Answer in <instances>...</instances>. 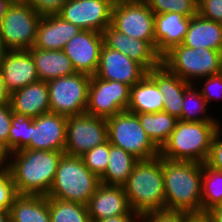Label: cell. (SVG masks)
<instances>
[{"label":"cell","instance_id":"obj_32","mask_svg":"<svg viewBox=\"0 0 222 222\" xmlns=\"http://www.w3.org/2000/svg\"><path fill=\"white\" fill-rule=\"evenodd\" d=\"M50 222H91L87 205L48 198Z\"/></svg>","mask_w":222,"mask_h":222},{"label":"cell","instance_id":"obj_51","mask_svg":"<svg viewBox=\"0 0 222 222\" xmlns=\"http://www.w3.org/2000/svg\"><path fill=\"white\" fill-rule=\"evenodd\" d=\"M5 51H6V49L4 48V46L2 44V40H1V36H0V57L4 54Z\"/></svg>","mask_w":222,"mask_h":222},{"label":"cell","instance_id":"obj_9","mask_svg":"<svg viewBox=\"0 0 222 222\" xmlns=\"http://www.w3.org/2000/svg\"><path fill=\"white\" fill-rule=\"evenodd\" d=\"M91 76L75 73L47 81L50 112L66 117L84 114Z\"/></svg>","mask_w":222,"mask_h":222},{"label":"cell","instance_id":"obj_4","mask_svg":"<svg viewBox=\"0 0 222 222\" xmlns=\"http://www.w3.org/2000/svg\"><path fill=\"white\" fill-rule=\"evenodd\" d=\"M220 122L178 120L174 131L159 149V156L169 160L205 163Z\"/></svg>","mask_w":222,"mask_h":222},{"label":"cell","instance_id":"obj_30","mask_svg":"<svg viewBox=\"0 0 222 222\" xmlns=\"http://www.w3.org/2000/svg\"><path fill=\"white\" fill-rule=\"evenodd\" d=\"M208 104L194 83L184 91L181 120L189 122H218L207 114Z\"/></svg>","mask_w":222,"mask_h":222},{"label":"cell","instance_id":"obj_21","mask_svg":"<svg viewBox=\"0 0 222 222\" xmlns=\"http://www.w3.org/2000/svg\"><path fill=\"white\" fill-rule=\"evenodd\" d=\"M12 112L26 117H38L50 112L47 82L39 80L15 91L10 96Z\"/></svg>","mask_w":222,"mask_h":222},{"label":"cell","instance_id":"obj_44","mask_svg":"<svg viewBox=\"0 0 222 222\" xmlns=\"http://www.w3.org/2000/svg\"><path fill=\"white\" fill-rule=\"evenodd\" d=\"M11 150L0 140V170H7L11 158Z\"/></svg>","mask_w":222,"mask_h":222},{"label":"cell","instance_id":"obj_47","mask_svg":"<svg viewBox=\"0 0 222 222\" xmlns=\"http://www.w3.org/2000/svg\"><path fill=\"white\" fill-rule=\"evenodd\" d=\"M13 3L12 0H0V25L2 22V18L6 14L8 7Z\"/></svg>","mask_w":222,"mask_h":222},{"label":"cell","instance_id":"obj_25","mask_svg":"<svg viewBox=\"0 0 222 222\" xmlns=\"http://www.w3.org/2000/svg\"><path fill=\"white\" fill-rule=\"evenodd\" d=\"M29 51L32 54L41 81L47 82L76 73L71 60L63 50H42L33 46Z\"/></svg>","mask_w":222,"mask_h":222},{"label":"cell","instance_id":"obj_31","mask_svg":"<svg viewBox=\"0 0 222 222\" xmlns=\"http://www.w3.org/2000/svg\"><path fill=\"white\" fill-rule=\"evenodd\" d=\"M222 203V172L202 164L201 215Z\"/></svg>","mask_w":222,"mask_h":222},{"label":"cell","instance_id":"obj_46","mask_svg":"<svg viewBox=\"0 0 222 222\" xmlns=\"http://www.w3.org/2000/svg\"><path fill=\"white\" fill-rule=\"evenodd\" d=\"M11 94L8 92L6 85L4 83V75L0 68V103H10Z\"/></svg>","mask_w":222,"mask_h":222},{"label":"cell","instance_id":"obj_3","mask_svg":"<svg viewBox=\"0 0 222 222\" xmlns=\"http://www.w3.org/2000/svg\"><path fill=\"white\" fill-rule=\"evenodd\" d=\"M123 187L131 211L139 216L165 210L162 157L139 160Z\"/></svg>","mask_w":222,"mask_h":222},{"label":"cell","instance_id":"obj_20","mask_svg":"<svg viewBox=\"0 0 222 222\" xmlns=\"http://www.w3.org/2000/svg\"><path fill=\"white\" fill-rule=\"evenodd\" d=\"M147 74L157 83L159 92L163 93V111L181 120L184 91L190 83L171 73L162 64Z\"/></svg>","mask_w":222,"mask_h":222},{"label":"cell","instance_id":"obj_8","mask_svg":"<svg viewBox=\"0 0 222 222\" xmlns=\"http://www.w3.org/2000/svg\"><path fill=\"white\" fill-rule=\"evenodd\" d=\"M41 15L25 1H13L0 25L6 50H29L36 41Z\"/></svg>","mask_w":222,"mask_h":222},{"label":"cell","instance_id":"obj_2","mask_svg":"<svg viewBox=\"0 0 222 222\" xmlns=\"http://www.w3.org/2000/svg\"><path fill=\"white\" fill-rule=\"evenodd\" d=\"M165 210L201 215L202 163L162 158Z\"/></svg>","mask_w":222,"mask_h":222},{"label":"cell","instance_id":"obj_13","mask_svg":"<svg viewBox=\"0 0 222 222\" xmlns=\"http://www.w3.org/2000/svg\"><path fill=\"white\" fill-rule=\"evenodd\" d=\"M113 0H68L57 14L82 30L102 33L110 24Z\"/></svg>","mask_w":222,"mask_h":222},{"label":"cell","instance_id":"obj_40","mask_svg":"<svg viewBox=\"0 0 222 222\" xmlns=\"http://www.w3.org/2000/svg\"><path fill=\"white\" fill-rule=\"evenodd\" d=\"M222 128L214 135L208 158L205 162L210 168L222 172Z\"/></svg>","mask_w":222,"mask_h":222},{"label":"cell","instance_id":"obj_1","mask_svg":"<svg viewBox=\"0 0 222 222\" xmlns=\"http://www.w3.org/2000/svg\"><path fill=\"white\" fill-rule=\"evenodd\" d=\"M64 152L22 149L12 152L8 173L18 195L47 196Z\"/></svg>","mask_w":222,"mask_h":222},{"label":"cell","instance_id":"obj_17","mask_svg":"<svg viewBox=\"0 0 222 222\" xmlns=\"http://www.w3.org/2000/svg\"><path fill=\"white\" fill-rule=\"evenodd\" d=\"M66 116L48 112L33 118L31 149L64 152L66 145Z\"/></svg>","mask_w":222,"mask_h":222},{"label":"cell","instance_id":"obj_11","mask_svg":"<svg viewBox=\"0 0 222 222\" xmlns=\"http://www.w3.org/2000/svg\"><path fill=\"white\" fill-rule=\"evenodd\" d=\"M130 88L118 81H107L95 75L91 76L85 113L107 119L126 111L130 99Z\"/></svg>","mask_w":222,"mask_h":222},{"label":"cell","instance_id":"obj_36","mask_svg":"<svg viewBox=\"0 0 222 222\" xmlns=\"http://www.w3.org/2000/svg\"><path fill=\"white\" fill-rule=\"evenodd\" d=\"M18 196L14 181L7 170H0V210L10 211Z\"/></svg>","mask_w":222,"mask_h":222},{"label":"cell","instance_id":"obj_19","mask_svg":"<svg viewBox=\"0 0 222 222\" xmlns=\"http://www.w3.org/2000/svg\"><path fill=\"white\" fill-rule=\"evenodd\" d=\"M91 222L127 215L131 209L123 186L100 184L87 204Z\"/></svg>","mask_w":222,"mask_h":222},{"label":"cell","instance_id":"obj_27","mask_svg":"<svg viewBox=\"0 0 222 222\" xmlns=\"http://www.w3.org/2000/svg\"><path fill=\"white\" fill-rule=\"evenodd\" d=\"M9 213L10 222H50L48 197L18 195Z\"/></svg>","mask_w":222,"mask_h":222},{"label":"cell","instance_id":"obj_28","mask_svg":"<svg viewBox=\"0 0 222 222\" xmlns=\"http://www.w3.org/2000/svg\"><path fill=\"white\" fill-rule=\"evenodd\" d=\"M139 160L122 148L110 144L108 166L100 177L101 184L123 186Z\"/></svg>","mask_w":222,"mask_h":222},{"label":"cell","instance_id":"obj_24","mask_svg":"<svg viewBox=\"0 0 222 222\" xmlns=\"http://www.w3.org/2000/svg\"><path fill=\"white\" fill-rule=\"evenodd\" d=\"M182 45L222 51V23L205 19L199 14L190 18Z\"/></svg>","mask_w":222,"mask_h":222},{"label":"cell","instance_id":"obj_29","mask_svg":"<svg viewBox=\"0 0 222 222\" xmlns=\"http://www.w3.org/2000/svg\"><path fill=\"white\" fill-rule=\"evenodd\" d=\"M141 127L160 149L174 131L178 119L167 112L137 113Z\"/></svg>","mask_w":222,"mask_h":222},{"label":"cell","instance_id":"obj_10","mask_svg":"<svg viewBox=\"0 0 222 222\" xmlns=\"http://www.w3.org/2000/svg\"><path fill=\"white\" fill-rule=\"evenodd\" d=\"M108 140L107 120L87 113L67 118L64 154L82 156Z\"/></svg>","mask_w":222,"mask_h":222},{"label":"cell","instance_id":"obj_50","mask_svg":"<svg viewBox=\"0 0 222 222\" xmlns=\"http://www.w3.org/2000/svg\"><path fill=\"white\" fill-rule=\"evenodd\" d=\"M145 0H113L114 3L144 2Z\"/></svg>","mask_w":222,"mask_h":222},{"label":"cell","instance_id":"obj_49","mask_svg":"<svg viewBox=\"0 0 222 222\" xmlns=\"http://www.w3.org/2000/svg\"><path fill=\"white\" fill-rule=\"evenodd\" d=\"M188 222H209L204 215H194Z\"/></svg>","mask_w":222,"mask_h":222},{"label":"cell","instance_id":"obj_45","mask_svg":"<svg viewBox=\"0 0 222 222\" xmlns=\"http://www.w3.org/2000/svg\"><path fill=\"white\" fill-rule=\"evenodd\" d=\"M209 222H222V203L204 213Z\"/></svg>","mask_w":222,"mask_h":222},{"label":"cell","instance_id":"obj_14","mask_svg":"<svg viewBox=\"0 0 222 222\" xmlns=\"http://www.w3.org/2000/svg\"><path fill=\"white\" fill-rule=\"evenodd\" d=\"M104 44L103 34L97 31L81 30L68 41L63 51L71 60L77 73L95 75L99 66L100 53Z\"/></svg>","mask_w":222,"mask_h":222},{"label":"cell","instance_id":"obj_7","mask_svg":"<svg viewBox=\"0 0 222 222\" xmlns=\"http://www.w3.org/2000/svg\"><path fill=\"white\" fill-rule=\"evenodd\" d=\"M106 120L110 144L122 148L138 160H149L159 156V148L141 127L136 114L126 110Z\"/></svg>","mask_w":222,"mask_h":222},{"label":"cell","instance_id":"obj_26","mask_svg":"<svg viewBox=\"0 0 222 222\" xmlns=\"http://www.w3.org/2000/svg\"><path fill=\"white\" fill-rule=\"evenodd\" d=\"M163 93L157 83L146 74L139 82L131 86L127 111L137 113H157L163 111Z\"/></svg>","mask_w":222,"mask_h":222},{"label":"cell","instance_id":"obj_42","mask_svg":"<svg viewBox=\"0 0 222 222\" xmlns=\"http://www.w3.org/2000/svg\"><path fill=\"white\" fill-rule=\"evenodd\" d=\"M12 114L10 103H0V140L5 142L7 147Z\"/></svg>","mask_w":222,"mask_h":222},{"label":"cell","instance_id":"obj_48","mask_svg":"<svg viewBox=\"0 0 222 222\" xmlns=\"http://www.w3.org/2000/svg\"><path fill=\"white\" fill-rule=\"evenodd\" d=\"M0 222H10V213L7 210H0Z\"/></svg>","mask_w":222,"mask_h":222},{"label":"cell","instance_id":"obj_35","mask_svg":"<svg viewBox=\"0 0 222 222\" xmlns=\"http://www.w3.org/2000/svg\"><path fill=\"white\" fill-rule=\"evenodd\" d=\"M110 153V142L107 140L91 150L85 152L82 156L85 166L99 178L105 173L108 166Z\"/></svg>","mask_w":222,"mask_h":222},{"label":"cell","instance_id":"obj_37","mask_svg":"<svg viewBox=\"0 0 222 222\" xmlns=\"http://www.w3.org/2000/svg\"><path fill=\"white\" fill-rule=\"evenodd\" d=\"M194 215L184 211H153L140 216L139 222H188Z\"/></svg>","mask_w":222,"mask_h":222},{"label":"cell","instance_id":"obj_5","mask_svg":"<svg viewBox=\"0 0 222 222\" xmlns=\"http://www.w3.org/2000/svg\"><path fill=\"white\" fill-rule=\"evenodd\" d=\"M100 184L81 157L63 154L47 197L87 205Z\"/></svg>","mask_w":222,"mask_h":222},{"label":"cell","instance_id":"obj_12","mask_svg":"<svg viewBox=\"0 0 222 222\" xmlns=\"http://www.w3.org/2000/svg\"><path fill=\"white\" fill-rule=\"evenodd\" d=\"M111 25L127 36L155 42V14L145 2L114 3Z\"/></svg>","mask_w":222,"mask_h":222},{"label":"cell","instance_id":"obj_38","mask_svg":"<svg viewBox=\"0 0 222 222\" xmlns=\"http://www.w3.org/2000/svg\"><path fill=\"white\" fill-rule=\"evenodd\" d=\"M204 80L203 87L199 88L200 93L205 98L207 104L209 105V102L212 101V99H222V72L216 74L207 76L204 78L199 79L200 81ZM202 89V90H200ZM216 91V92H215Z\"/></svg>","mask_w":222,"mask_h":222},{"label":"cell","instance_id":"obj_22","mask_svg":"<svg viewBox=\"0 0 222 222\" xmlns=\"http://www.w3.org/2000/svg\"><path fill=\"white\" fill-rule=\"evenodd\" d=\"M81 30L57 14L42 16L34 47L42 50H63L68 41Z\"/></svg>","mask_w":222,"mask_h":222},{"label":"cell","instance_id":"obj_16","mask_svg":"<svg viewBox=\"0 0 222 222\" xmlns=\"http://www.w3.org/2000/svg\"><path fill=\"white\" fill-rule=\"evenodd\" d=\"M147 72L138 62L103 44L99 66L95 73L96 77L107 81H118L131 87L139 82Z\"/></svg>","mask_w":222,"mask_h":222},{"label":"cell","instance_id":"obj_18","mask_svg":"<svg viewBox=\"0 0 222 222\" xmlns=\"http://www.w3.org/2000/svg\"><path fill=\"white\" fill-rule=\"evenodd\" d=\"M0 68L10 94L39 81L37 69L29 50H6L0 57Z\"/></svg>","mask_w":222,"mask_h":222},{"label":"cell","instance_id":"obj_34","mask_svg":"<svg viewBox=\"0 0 222 222\" xmlns=\"http://www.w3.org/2000/svg\"><path fill=\"white\" fill-rule=\"evenodd\" d=\"M154 14L176 12L185 17L198 14V0H145Z\"/></svg>","mask_w":222,"mask_h":222},{"label":"cell","instance_id":"obj_41","mask_svg":"<svg viewBox=\"0 0 222 222\" xmlns=\"http://www.w3.org/2000/svg\"><path fill=\"white\" fill-rule=\"evenodd\" d=\"M41 16L56 15L68 0H24Z\"/></svg>","mask_w":222,"mask_h":222},{"label":"cell","instance_id":"obj_6","mask_svg":"<svg viewBox=\"0 0 222 222\" xmlns=\"http://www.w3.org/2000/svg\"><path fill=\"white\" fill-rule=\"evenodd\" d=\"M162 65L190 84L194 79L198 83L201 78L222 72V51L176 45L162 56Z\"/></svg>","mask_w":222,"mask_h":222},{"label":"cell","instance_id":"obj_23","mask_svg":"<svg viewBox=\"0 0 222 222\" xmlns=\"http://www.w3.org/2000/svg\"><path fill=\"white\" fill-rule=\"evenodd\" d=\"M190 18L176 12L155 14V46L163 56L172 47L181 45L188 31Z\"/></svg>","mask_w":222,"mask_h":222},{"label":"cell","instance_id":"obj_15","mask_svg":"<svg viewBox=\"0 0 222 222\" xmlns=\"http://www.w3.org/2000/svg\"><path fill=\"white\" fill-rule=\"evenodd\" d=\"M104 44L141 64L147 71L162 64V56L157 52L155 42H147L127 36L111 24L102 32Z\"/></svg>","mask_w":222,"mask_h":222},{"label":"cell","instance_id":"obj_43","mask_svg":"<svg viewBox=\"0 0 222 222\" xmlns=\"http://www.w3.org/2000/svg\"><path fill=\"white\" fill-rule=\"evenodd\" d=\"M139 221H140V216L137 213L130 211L127 215L109 217L94 222H139Z\"/></svg>","mask_w":222,"mask_h":222},{"label":"cell","instance_id":"obj_33","mask_svg":"<svg viewBox=\"0 0 222 222\" xmlns=\"http://www.w3.org/2000/svg\"><path fill=\"white\" fill-rule=\"evenodd\" d=\"M32 117L12 114L9 130L8 148L11 152L22 149H31V123Z\"/></svg>","mask_w":222,"mask_h":222},{"label":"cell","instance_id":"obj_39","mask_svg":"<svg viewBox=\"0 0 222 222\" xmlns=\"http://www.w3.org/2000/svg\"><path fill=\"white\" fill-rule=\"evenodd\" d=\"M198 14L205 19L222 23V0H198Z\"/></svg>","mask_w":222,"mask_h":222}]
</instances>
